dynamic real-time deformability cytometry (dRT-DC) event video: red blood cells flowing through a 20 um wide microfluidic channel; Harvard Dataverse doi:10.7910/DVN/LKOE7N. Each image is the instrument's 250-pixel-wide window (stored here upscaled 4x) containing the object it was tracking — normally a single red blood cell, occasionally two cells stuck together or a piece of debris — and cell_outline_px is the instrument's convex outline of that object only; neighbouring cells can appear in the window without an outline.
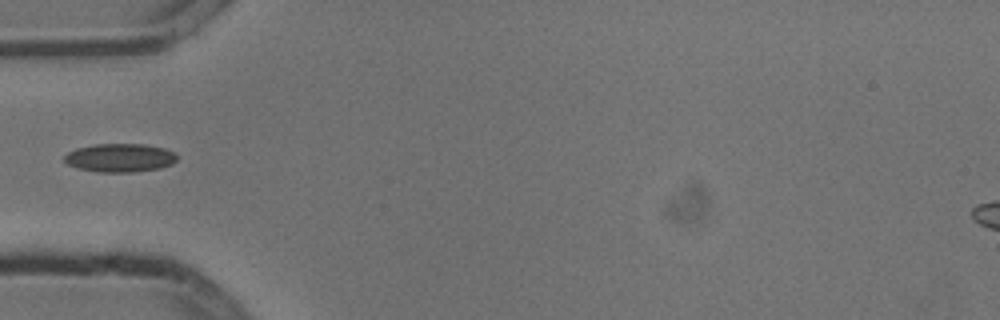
{"species": "common noctule bat (a hibernating species)", "species_latin": "Nyctalus noctula", "temperature_condition": "cold", "stored_images_in_passage": 5, "segment_of_instrument_passage": [2, 2], "camera_frame_rate_fps": 3000, "um_per_image_px": 0.085, "animal": {"sex": "male", "body_mass_g": 13.3}, "frame": {"image": 1, "passage_image": 4, "time_ms": 1.0, "image_size_px": [1000, 320], "cell_outline_px": [[176, 160], [172, 164], [160, 168], [132, 172], [96, 172], [76, 168], [68, 164], [64, 160], [64, 156], [68, 152], [76, 148], [96, 144], [144, 144], [164, 148], [176, 152]], "centroid_in_image_um": [10.19, 13.41], "position_along_channel_um": 74.8, "area_um2": 18.79}}
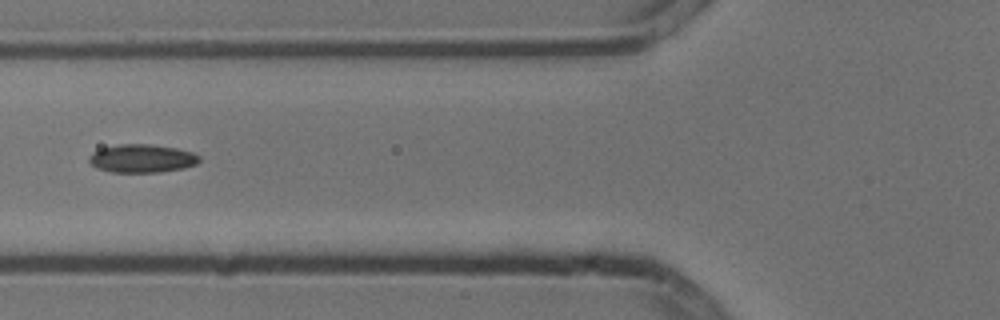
{"frame": {"image": 2, "passage_image": 5, "time_ms": 1.333, "image_size_px": [1000, 320], "cell_outline_px": [[200, 160], [196, 164], [184, 168], [160, 172], [112, 172], [96, 168], [88, 160], [88, 156], [92, 152], [100, 148], [120, 144], [152, 144], [176, 148], [192, 152], [200, 156]], "centroid_in_image_um": [12.05, 13.46], "position_along_channel_um": 113.7, "area_um2": 18.26}}